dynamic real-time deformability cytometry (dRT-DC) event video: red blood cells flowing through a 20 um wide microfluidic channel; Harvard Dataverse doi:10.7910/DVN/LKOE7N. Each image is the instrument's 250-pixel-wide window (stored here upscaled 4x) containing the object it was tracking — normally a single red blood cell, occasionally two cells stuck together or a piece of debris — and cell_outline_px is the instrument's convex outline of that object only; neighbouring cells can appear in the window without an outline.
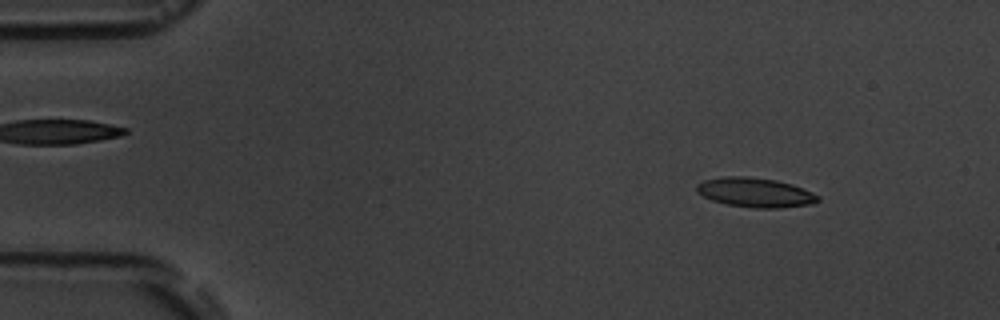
{"species": "common noctule bat (a hibernating species)", "species_latin": "Nyctalus noctula", "temperature_condition": "room temperature", "stored_images_in_passage": 4, "camera_frame_rate_fps": 3000, "um_per_image_px": 0.085, "animal": {"sex": "male", "body_mass_g": 19.5, "forearm_length_mm": 54.6}, "frame": {"image": 1, "passage_image": 1, "time_ms": 0.0, "image_size_px": [1000, 320], "cell_outline_px": [[820, 200], [812, 204], [780, 208], [752, 208], [728, 204], [712, 200], [696, 192], [696, 184], [704, 180], [724, 176], [748, 176], [776, 180], [792, 184], [812, 192], [820, 196]], "centroid_in_image_um": [64.2, 16.36], "position_along_channel_um": 20.8, "area_um2": 20.92}}
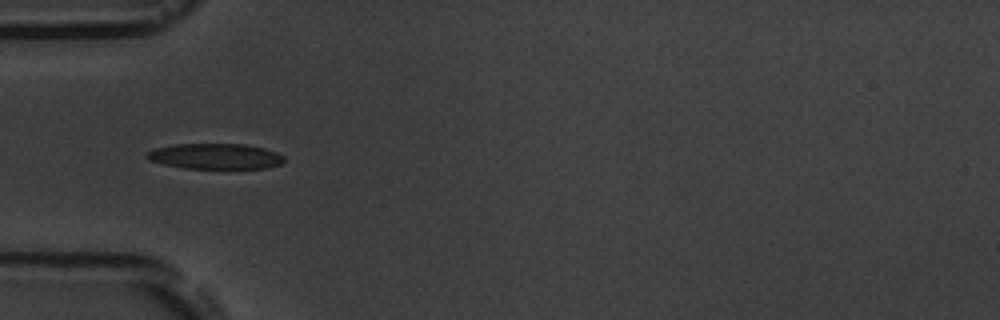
{"frame": {"image": 2, "passage_image": 4, "time_ms": 3.667, "image_size_px": [1000, 320], "cell_outline_px": [[284, 160], [280, 164], [268, 168], [184, 168], [164, 164], [148, 160], [144, 156], [144, 152], [156, 148], [176, 144], [244, 144], [264, 148], [276, 152], [284, 156]], "centroid_in_image_um": [18.27, 13.28], "position_along_channel_um": 66.7, "area_um2": 20.46}}